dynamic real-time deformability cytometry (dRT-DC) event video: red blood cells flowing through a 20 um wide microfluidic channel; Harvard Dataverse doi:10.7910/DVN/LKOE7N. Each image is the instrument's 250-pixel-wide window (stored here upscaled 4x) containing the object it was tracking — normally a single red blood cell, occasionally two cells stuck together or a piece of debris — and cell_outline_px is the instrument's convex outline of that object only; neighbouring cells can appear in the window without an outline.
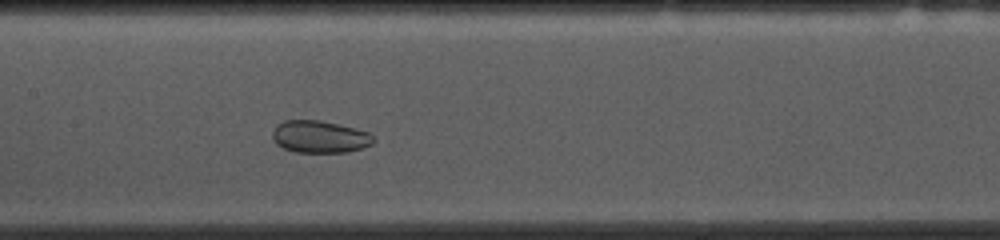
{"species": "common noctule bat (a hibernating species)", "species_latin": "Nyctalus noctula", "temperature_condition": "cold", "stored_images_in_passage": 35, "camera_frame_rate_fps": 3000, "um_per_image_px": 0.085, "animal": {"sex": "female", "body_mass_g": 10.0, "forearm_length_mm": 53.1}, "frame": {"image": 1, "passage_image": 14, "time_ms": 4.333, "image_size_px": [1000, 240], "cell_outline_px": [[376, 140], [372, 144], [348, 152], [296, 152], [284, 148], [276, 144], [272, 136], [272, 132], [276, 124], [284, 120], [320, 120], [356, 128], [368, 132]], "centroid_in_image_um": [27.16, 11.61], "position_along_channel_um": 180.2, "area_um2": 19.02}}
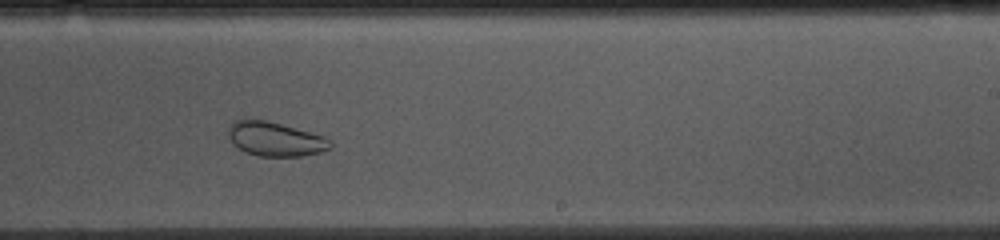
{"frame": {"image": 2, "passage_image": 21, "time_ms": 6.667, "image_size_px": [1000, 240], "cell_outline_px": [[332, 148], [320, 152], [300, 156], [256, 156], [244, 152], [232, 144], [228, 136], [228, 128], [236, 120], [244, 116], [264, 120], [280, 124], [324, 136], [332, 144]], "centroid_in_image_um": [23.32, 11.81], "position_along_channel_um": 265.7, "area_um2": 20.52}}
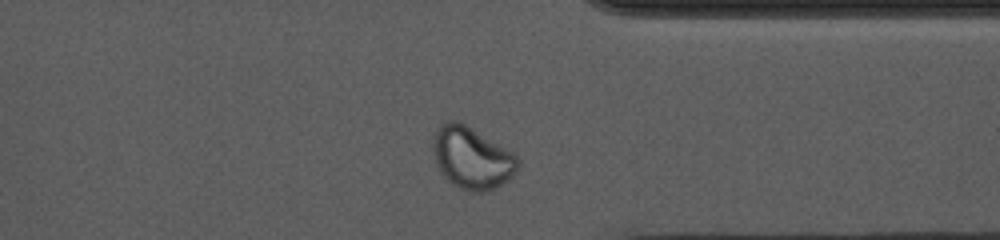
{"frame": {"image": 3, "passage_image": 30, "time_ms": 9.667, "image_size_px": [1000, 240], "cell_outline_px": [[520, 164], [496, 188], [480, 192], [472, 192], [460, 188], [448, 180], [444, 176], [436, 164], [432, 152], [432, 136], [436, 128], [444, 120], [456, 120], [464, 124], [512, 152], [520, 160]], "centroid_in_image_um": [40.02, 13.39], "position_along_channel_um": 371.4, "area_um2": 30.23}, "authors_computed_cell_mechanics": {"area_um2": 22.0796, "velocity_mm_per_s": 3.6767, "shape_relaxation_time_tau1_ms": null, "shape_relaxation_time_tau2_ms": 1.2486, "deformation_change_tau1": null, "deformation_change_tau2": 0.0377}}